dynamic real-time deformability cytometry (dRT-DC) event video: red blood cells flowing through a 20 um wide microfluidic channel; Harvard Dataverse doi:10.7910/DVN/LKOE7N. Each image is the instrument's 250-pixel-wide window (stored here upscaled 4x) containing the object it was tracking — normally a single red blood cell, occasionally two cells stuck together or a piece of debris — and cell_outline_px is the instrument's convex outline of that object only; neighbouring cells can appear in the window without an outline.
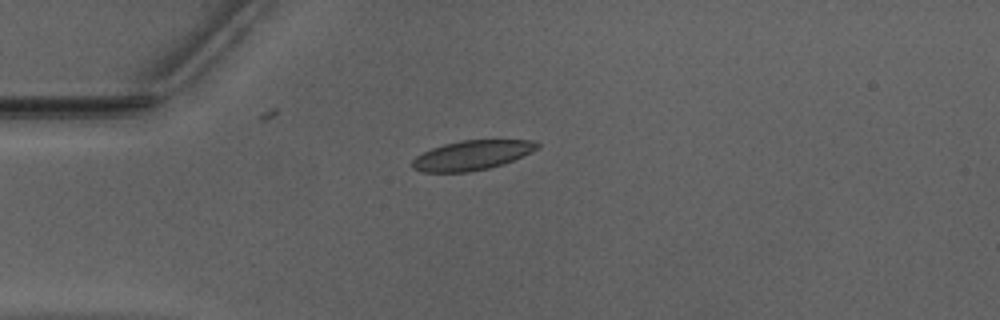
{"species": "Egyptian fruit bat (a non-hibernating species)", "species_latin": "Rousettus aegyptiacus", "temperature_condition": "warm", "stored_images_in_passage": 41, "camera_frame_rate_fps": 3000, "um_per_image_px": 0.085, "animal": {"sex": "male"}, "frame": {"image": 1, "passage_image": 1, "time_ms": 0.0, "image_size_px": [1000, 320], "cell_outline_px": [[540, 144], [536, 148], [512, 160], [488, 168], [468, 172], [420, 172], [412, 168], [412, 160], [416, 156], [432, 148], [444, 144], [460, 140], [536, 140]], "centroid_in_image_um": [40.05, 13.19], "position_along_channel_um": 45.0, "area_um2": 21.21}}
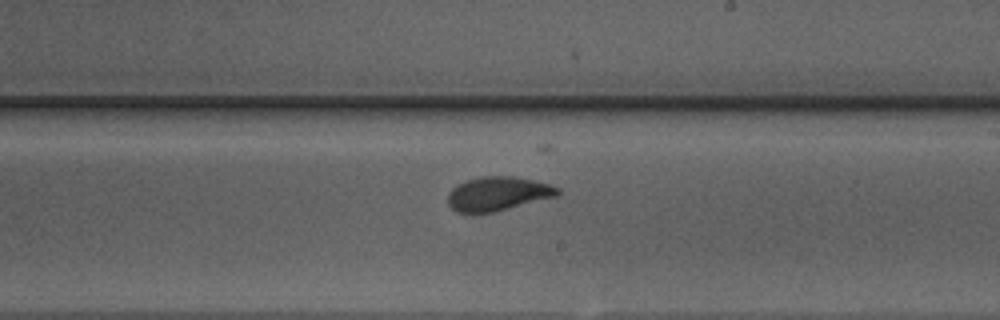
{"frame": {"image": 2, "passage_image": 18, "time_ms": 5.667, "image_size_px": [1000, 320], "cell_outline_px": [[560, 192], [556, 196], [492, 212], [456, 212], [448, 204], [448, 192], [452, 188], [468, 180], [480, 176], [512, 176], [532, 180], [548, 184], [560, 188]], "centroid_in_image_um": [42.3, 16.46], "position_along_channel_um": 246.7, "area_um2": 21.33}}
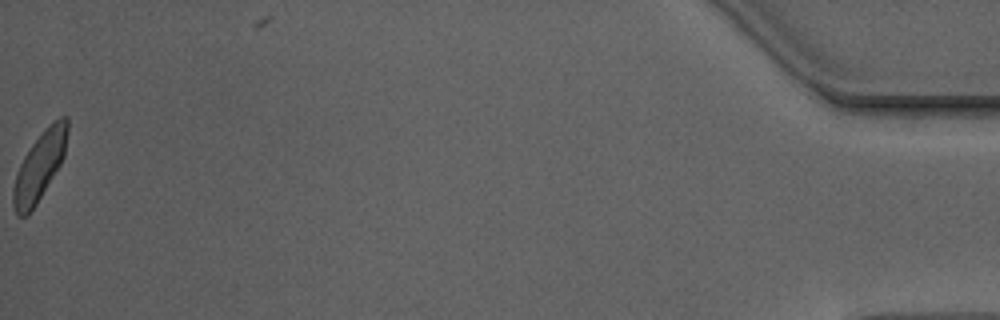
{"frame": {"image": 3, "passage_image": 40, "time_ms": 13.0, "image_size_px": [1000, 320], "cell_outline_px": [[68, 132], [64, 156], [60, 164], [36, 204], [24, 216], [20, 216], [16, 212], [12, 204], [12, 188], [16, 172], [24, 156], [32, 144], [48, 124], [60, 116], [68, 116]], "centroid_in_image_um": [3.36, 14.07], "position_along_channel_um": 431.8, "area_um2": 21.39}, "authors_computed_cell_mechanics": {"area_um2": 21.5016, "velocity_mm_per_s": 3.9381, "shape_relaxation_time_tau1_ms": 3.0595, "shape_relaxation_time_tau2_ms": 0.9759, "deformation_change_tau1": 0.1418, "deformation_change_tau2": 0.0352}}